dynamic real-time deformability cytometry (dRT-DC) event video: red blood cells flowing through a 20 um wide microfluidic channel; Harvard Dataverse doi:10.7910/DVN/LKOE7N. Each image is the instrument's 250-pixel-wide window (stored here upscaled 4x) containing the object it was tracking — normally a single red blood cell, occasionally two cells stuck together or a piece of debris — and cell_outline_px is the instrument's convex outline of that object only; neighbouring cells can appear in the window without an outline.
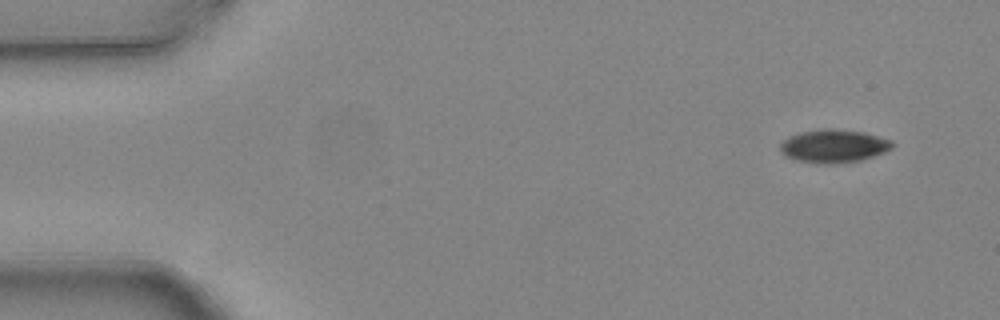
{"species": "common noctule bat (a hibernating species)", "species_latin": "Nyctalus noctula", "temperature_condition": "warm", "stored_images_in_passage": 4, "camera_frame_rate_fps": 3000, "um_per_image_px": 0.085, "animal": {"sex": "female", "body_mass_g": 24.6, "forearm_length_mm": 56.2}, "frame": {"image": 1, "passage_image": 1, "time_ms": 0.0, "image_size_px": [1000, 320], "cell_outline_px": [[896, 144], [892, 148], [884, 152], [860, 160], [828, 164], [824, 164], [796, 160], [784, 156], [780, 152], [780, 144], [788, 136], [800, 132], [824, 128], [832, 128], [864, 132], [892, 140]], "centroid_in_image_um": [70.85, 12.4], "position_along_channel_um": 14.1, "area_um2": 21.73}}
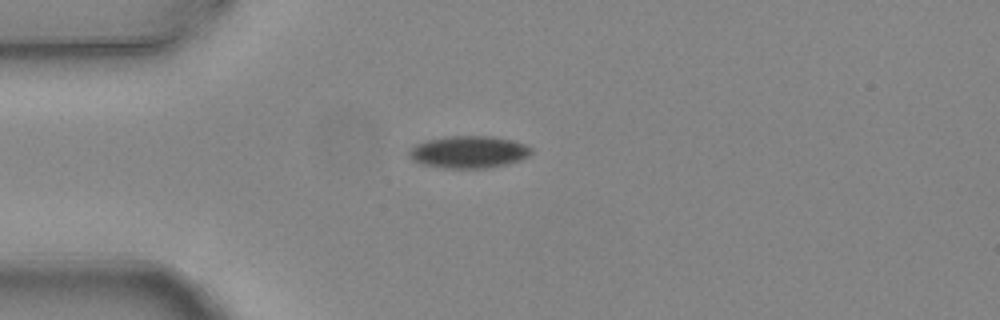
{"frame": {"image": 2, "passage_image": 4, "time_ms": 1.0, "image_size_px": [1000, 320], "cell_outline_px": [[532, 152], [528, 156], [520, 160], [508, 164], [488, 168], [444, 168], [420, 164], [412, 160], [408, 156], [408, 148], [416, 144], [428, 140], [444, 136], [492, 136], [512, 140], [524, 144], [532, 148]], "centroid_in_image_um": [39.81, 12.92], "position_along_channel_um": 45.2, "area_um2": 23.18}}